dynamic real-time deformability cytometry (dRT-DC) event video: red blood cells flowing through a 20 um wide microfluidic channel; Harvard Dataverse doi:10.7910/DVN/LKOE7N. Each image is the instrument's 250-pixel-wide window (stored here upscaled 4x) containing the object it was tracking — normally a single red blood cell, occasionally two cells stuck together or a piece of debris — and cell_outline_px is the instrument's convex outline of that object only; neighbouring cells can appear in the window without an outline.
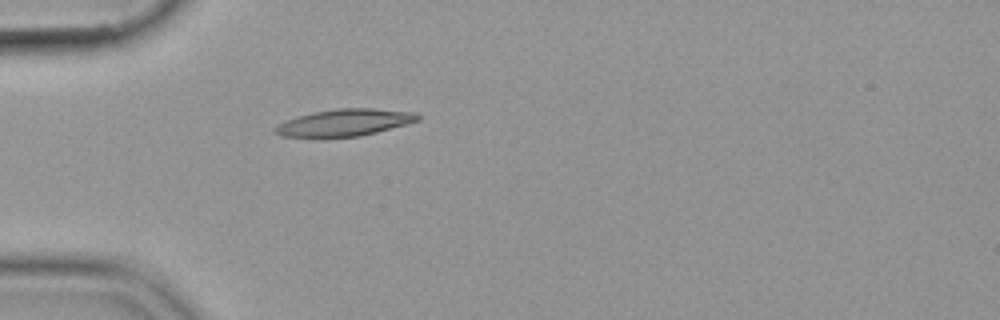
{"species": "common noctule bat (a hibernating species)", "species_latin": "Nyctalus noctula", "temperature_condition": "cold", "stored_images_in_passage": 13, "camera_frame_rate_fps": 3000, "um_per_image_px": 0.085, "animal": {"sex": "female", "body_mass_g": 19.9}, "frame": {"image": 1, "passage_image": 1, "time_ms": 0.0, "image_size_px": [1000, 320], "cell_outline_px": [[420, 120], [408, 124], [360, 136], [284, 136], [276, 132], [272, 128], [276, 124], [284, 120], [296, 116], [312, 112], [336, 108], [372, 108], [416, 112], [420, 116]], "centroid_in_image_um": [29.31, 10.39], "position_along_channel_um": 55.7, "area_um2": 22.31}}
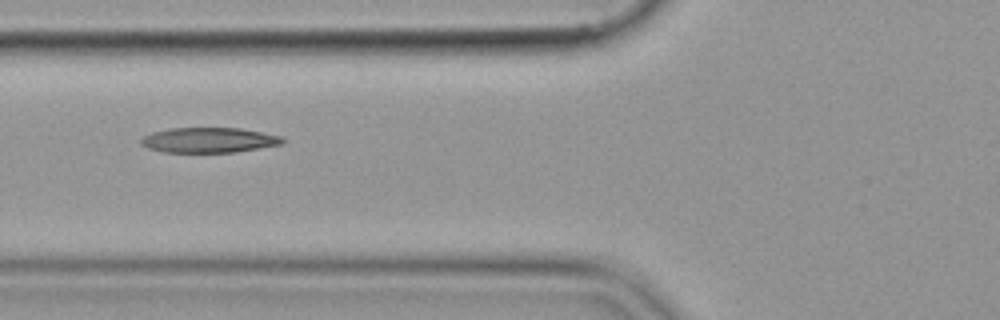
{"frame": {"image": 2, "passage_image": 6, "time_ms": 1.667, "image_size_px": [1000, 320], "cell_outline_px": [[284, 140], [280, 144], [236, 152], [164, 152], [148, 148], [140, 144], [140, 140], [144, 136], [152, 132], [172, 128], [240, 128], [280, 136]], "centroid_in_image_um": [17.7, 11.91], "position_along_channel_um": 108.1, "area_um2": 20.46}}
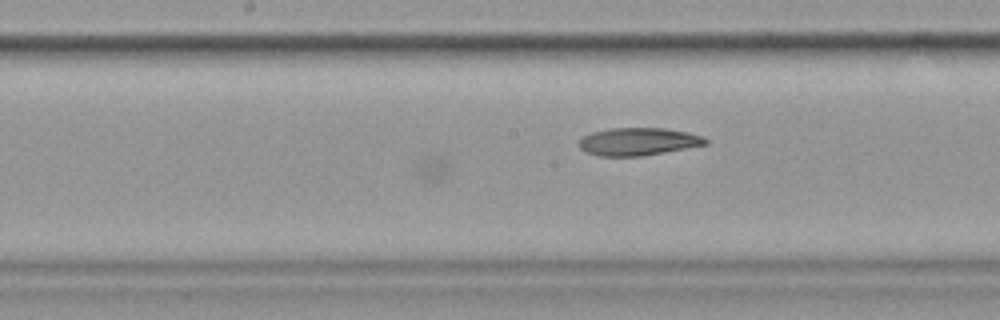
{"frame": {"image": 3, "passage_image": 13, "time_ms": 4.0, "image_size_px": [1000, 320], "cell_outline_px": [[708, 144], [664, 152], [640, 156], [600, 156], [588, 152], [580, 148], [580, 136], [592, 132], [608, 128], [664, 128], [688, 132], [704, 136], [708, 140]], "centroid_in_image_um": [54.26, 12.02], "position_along_channel_um": 193.9, "area_um2": 20.4}}